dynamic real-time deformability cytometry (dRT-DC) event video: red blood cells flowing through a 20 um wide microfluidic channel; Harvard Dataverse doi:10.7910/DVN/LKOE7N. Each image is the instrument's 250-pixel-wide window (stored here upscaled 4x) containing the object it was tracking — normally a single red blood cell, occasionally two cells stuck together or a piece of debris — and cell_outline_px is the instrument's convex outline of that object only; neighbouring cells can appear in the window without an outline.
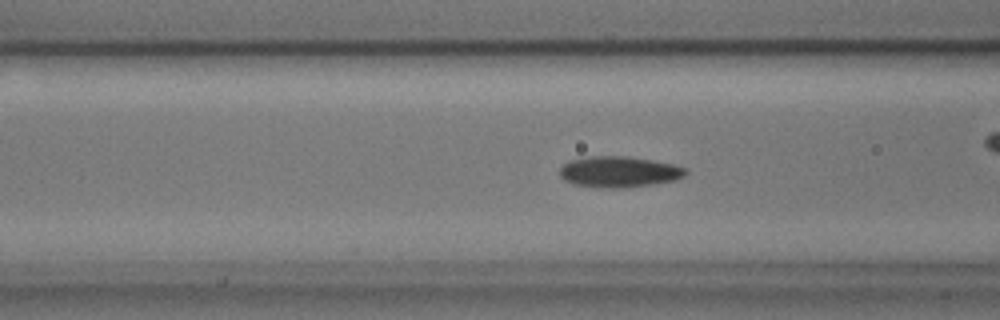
{"species": "common noctule bat (a hibernating species)", "species_latin": "Nyctalus noctula", "temperature_condition": "cold", "stored_images_in_passage": 54, "camera_frame_rate_fps": 3000, "um_per_image_px": 0.085, "animal": {"sex": "male", "body_mass_g": 17.9, "forearm_length_mm": 54.2}, "frame": {"image": 1, "passage_image": 19, "time_ms": 6.0, "image_size_px": [1000, 320], "cell_outline_px": [[688, 172], [684, 176], [676, 180], [652, 184], [616, 188], [608, 188], [576, 184], [564, 180], [560, 176], [560, 168], [568, 160], [592, 156], [628, 156], [652, 160], [672, 164], [684, 168]], "centroid_in_image_um": [52.61, 14.59], "position_along_channel_um": 114.0, "area_um2": 22.48}}
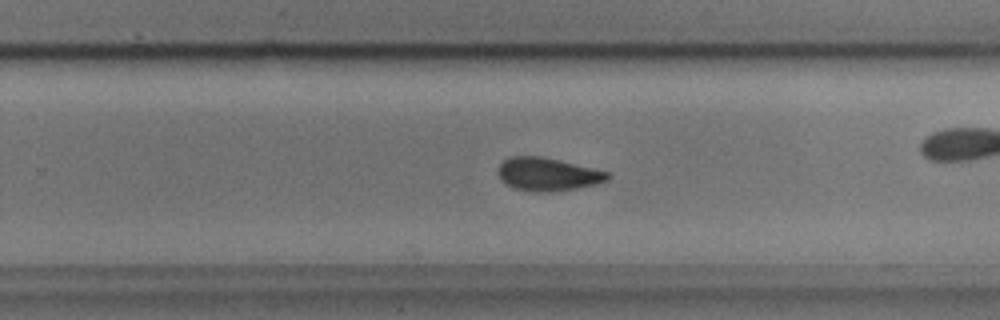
{"frame": {"image": 2, "passage_image": 33, "time_ms": 10.667, "image_size_px": [1000, 320], "cell_outline_px": [[612, 176], [608, 180], [596, 184], [576, 188], [544, 192], [536, 192], [516, 188], [504, 184], [500, 180], [496, 172], [500, 164], [508, 156], [540, 156], [560, 160], [608, 172]], "centroid_in_image_um": [46.51, 14.8], "position_along_channel_um": 283.3, "area_um2": 21.15}}
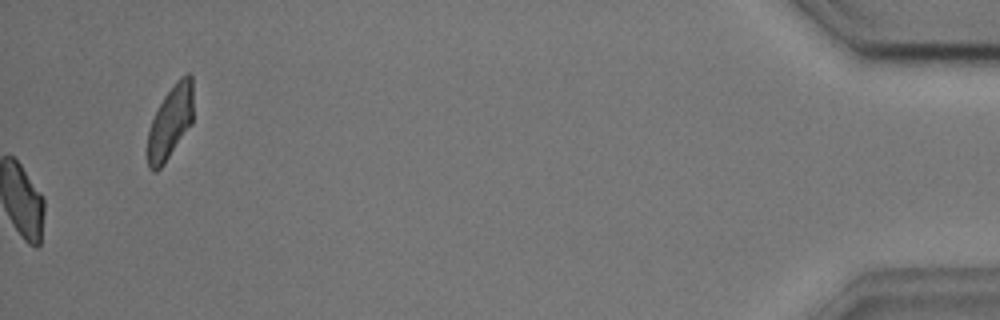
{"frame": {"image": 3, "passage_image": 54, "time_ms": 17.667, "image_size_px": [1000, 320], "cell_outline_px": [[192, 124], [164, 164], [156, 172], [152, 172], [148, 168], [148, 132], [152, 120], [164, 96], [176, 80], [180, 76], [188, 72], [192, 76]], "centroid_in_image_um": [14.48, 10.38], "position_along_channel_um": 420.7, "area_um2": 19.42}, "authors_computed_cell_mechanics": {"area_um2": 21.1548, "velocity_mm_per_s": 3.6273, "shape_relaxation_time_tau1_ms": 3.3003, "shape_relaxation_time_tau2_ms": 3.089, "deformation_change_tau1": 0.114, "deformation_change_tau2": 0.0779}}